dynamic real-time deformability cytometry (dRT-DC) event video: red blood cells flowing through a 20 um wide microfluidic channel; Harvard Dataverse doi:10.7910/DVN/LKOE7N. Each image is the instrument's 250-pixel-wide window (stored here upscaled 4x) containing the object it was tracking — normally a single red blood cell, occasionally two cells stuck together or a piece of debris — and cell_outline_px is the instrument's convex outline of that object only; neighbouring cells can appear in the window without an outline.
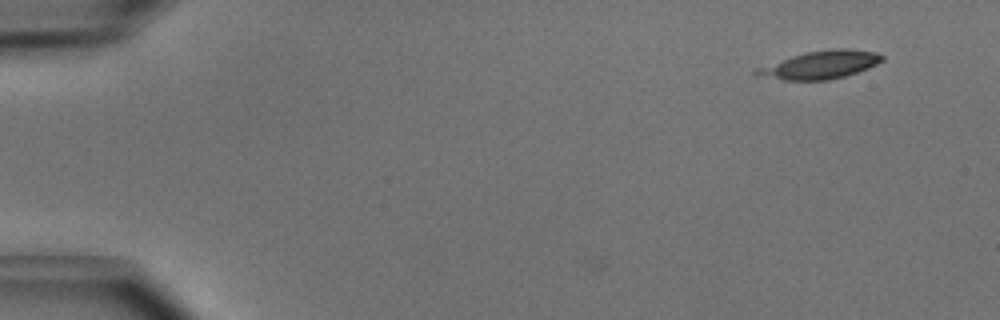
{"species": "common noctule bat (a hibernating species)", "species_latin": "Nyctalus noctula", "temperature_condition": "cold", "stored_images_in_passage": 2, "camera_frame_rate_fps": 3000, "um_per_image_px": 0.085, "animal": {"sex": "male", "body_mass_g": 15.6}, "frame": {"image": 1, "passage_image": 2, "time_ms": 0.333, "image_size_px": [1000, 320], "cell_outline_px": [[884, 60], [868, 68], [844, 76], [828, 80], [784, 80], [756, 76], [752, 72], [756, 68], [792, 56], [808, 52], [828, 48], [844, 48], [880, 52], [884, 56]], "centroid_in_image_um": [69.74, 5.5], "position_along_channel_um": 15.3, "area_um2": 20.52}}